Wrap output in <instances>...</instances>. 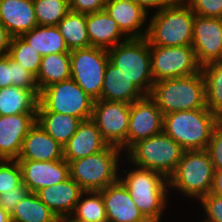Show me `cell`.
<instances>
[{
  "label": "cell",
  "mask_w": 222,
  "mask_h": 222,
  "mask_svg": "<svg viewBox=\"0 0 222 222\" xmlns=\"http://www.w3.org/2000/svg\"><path fill=\"white\" fill-rule=\"evenodd\" d=\"M123 170L119 180L127 188L135 205L144 217L151 222H161L170 195L168 178L155 170L143 169L132 165ZM168 193V194H167Z\"/></svg>",
  "instance_id": "obj_1"
},
{
  "label": "cell",
  "mask_w": 222,
  "mask_h": 222,
  "mask_svg": "<svg viewBox=\"0 0 222 222\" xmlns=\"http://www.w3.org/2000/svg\"><path fill=\"white\" fill-rule=\"evenodd\" d=\"M147 23L146 39L154 46H190L193 40L195 14L183 0L153 12Z\"/></svg>",
  "instance_id": "obj_2"
},
{
  "label": "cell",
  "mask_w": 222,
  "mask_h": 222,
  "mask_svg": "<svg viewBox=\"0 0 222 222\" xmlns=\"http://www.w3.org/2000/svg\"><path fill=\"white\" fill-rule=\"evenodd\" d=\"M220 120L207 108L171 112L163 115V132L185 151L203 150Z\"/></svg>",
  "instance_id": "obj_3"
},
{
  "label": "cell",
  "mask_w": 222,
  "mask_h": 222,
  "mask_svg": "<svg viewBox=\"0 0 222 222\" xmlns=\"http://www.w3.org/2000/svg\"><path fill=\"white\" fill-rule=\"evenodd\" d=\"M149 96L156 102L163 115L176 111L207 108L205 79L202 71L187 77L156 81Z\"/></svg>",
  "instance_id": "obj_4"
},
{
  "label": "cell",
  "mask_w": 222,
  "mask_h": 222,
  "mask_svg": "<svg viewBox=\"0 0 222 222\" xmlns=\"http://www.w3.org/2000/svg\"><path fill=\"white\" fill-rule=\"evenodd\" d=\"M122 152L119 147L108 145L96 154L67 161L70 177L83 191H101L119 180L122 174L118 172L120 170L119 160L120 162L121 159L124 160Z\"/></svg>",
  "instance_id": "obj_5"
},
{
  "label": "cell",
  "mask_w": 222,
  "mask_h": 222,
  "mask_svg": "<svg viewBox=\"0 0 222 222\" xmlns=\"http://www.w3.org/2000/svg\"><path fill=\"white\" fill-rule=\"evenodd\" d=\"M214 170L206 149L184 151L175 171L168 177L169 189L199 201L211 191Z\"/></svg>",
  "instance_id": "obj_6"
},
{
  "label": "cell",
  "mask_w": 222,
  "mask_h": 222,
  "mask_svg": "<svg viewBox=\"0 0 222 222\" xmlns=\"http://www.w3.org/2000/svg\"><path fill=\"white\" fill-rule=\"evenodd\" d=\"M184 151L175 140L162 132L133 144L124 153V158L130 165L155 170L168 178L175 171Z\"/></svg>",
  "instance_id": "obj_7"
},
{
  "label": "cell",
  "mask_w": 222,
  "mask_h": 222,
  "mask_svg": "<svg viewBox=\"0 0 222 222\" xmlns=\"http://www.w3.org/2000/svg\"><path fill=\"white\" fill-rule=\"evenodd\" d=\"M109 61L118 67L134 85L149 95L154 83L151 73L150 46L146 38H128L107 50Z\"/></svg>",
  "instance_id": "obj_8"
},
{
  "label": "cell",
  "mask_w": 222,
  "mask_h": 222,
  "mask_svg": "<svg viewBox=\"0 0 222 222\" xmlns=\"http://www.w3.org/2000/svg\"><path fill=\"white\" fill-rule=\"evenodd\" d=\"M93 103L94 99L70 78L40 92L37 112L68 114L85 121L92 118Z\"/></svg>",
  "instance_id": "obj_9"
},
{
  "label": "cell",
  "mask_w": 222,
  "mask_h": 222,
  "mask_svg": "<svg viewBox=\"0 0 222 222\" xmlns=\"http://www.w3.org/2000/svg\"><path fill=\"white\" fill-rule=\"evenodd\" d=\"M71 78L94 100L101 96L104 73L109 62L107 49L87 47L70 51Z\"/></svg>",
  "instance_id": "obj_10"
},
{
  "label": "cell",
  "mask_w": 222,
  "mask_h": 222,
  "mask_svg": "<svg viewBox=\"0 0 222 222\" xmlns=\"http://www.w3.org/2000/svg\"><path fill=\"white\" fill-rule=\"evenodd\" d=\"M150 46L151 73L154 82L187 77L201 71L194 49L190 46Z\"/></svg>",
  "instance_id": "obj_11"
},
{
  "label": "cell",
  "mask_w": 222,
  "mask_h": 222,
  "mask_svg": "<svg viewBox=\"0 0 222 222\" xmlns=\"http://www.w3.org/2000/svg\"><path fill=\"white\" fill-rule=\"evenodd\" d=\"M131 104L94 100L92 120L96 123L103 139L109 144L119 147L123 153L127 151V132L129 128Z\"/></svg>",
  "instance_id": "obj_12"
},
{
  "label": "cell",
  "mask_w": 222,
  "mask_h": 222,
  "mask_svg": "<svg viewBox=\"0 0 222 222\" xmlns=\"http://www.w3.org/2000/svg\"><path fill=\"white\" fill-rule=\"evenodd\" d=\"M162 132L163 114L149 95L131 103L127 150L136 142Z\"/></svg>",
  "instance_id": "obj_13"
},
{
  "label": "cell",
  "mask_w": 222,
  "mask_h": 222,
  "mask_svg": "<svg viewBox=\"0 0 222 222\" xmlns=\"http://www.w3.org/2000/svg\"><path fill=\"white\" fill-rule=\"evenodd\" d=\"M192 47L201 67L222 61V18L196 15Z\"/></svg>",
  "instance_id": "obj_14"
},
{
  "label": "cell",
  "mask_w": 222,
  "mask_h": 222,
  "mask_svg": "<svg viewBox=\"0 0 222 222\" xmlns=\"http://www.w3.org/2000/svg\"><path fill=\"white\" fill-rule=\"evenodd\" d=\"M22 182L29 192L36 193L39 189L64 182L70 177L69 163L65 160L31 161L17 160Z\"/></svg>",
  "instance_id": "obj_15"
},
{
  "label": "cell",
  "mask_w": 222,
  "mask_h": 222,
  "mask_svg": "<svg viewBox=\"0 0 222 222\" xmlns=\"http://www.w3.org/2000/svg\"><path fill=\"white\" fill-rule=\"evenodd\" d=\"M36 113L0 115V159L17 160Z\"/></svg>",
  "instance_id": "obj_16"
},
{
  "label": "cell",
  "mask_w": 222,
  "mask_h": 222,
  "mask_svg": "<svg viewBox=\"0 0 222 222\" xmlns=\"http://www.w3.org/2000/svg\"><path fill=\"white\" fill-rule=\"evenodd\" d=\"M99 192L104 200L108 222H149L120 180Z\"/></svg>",
  "instance_id": "obj_17"
},
{
  "label": "cell",
  "mask_w": 222,
  "mask_h": 222,
  "mask_svg": "<svg viewBox=\"0 0 222 222\" xmlns=\"http://www.w3.org/2000/svg\"><path fill=\"white\" fill-rule=\"evenodd\" d=\"M104 9L127 38L146 37L148 13L141 6L131 0H107Z\"/></svg>",
  "instance_id": "obj_18"
},
{
  "label": "cell",
  "mask_w": 222,
  "mask_h": 222,
  "mask_svg": "<svg viewBox=\"0 0 222 222\" xmlns=\"http://www.w3.org/2000/svg\"><path fill=\"white\" fill-rule=\"evenodd\" d=\"M84 191L69 177L64 182L39 189L36 194L58 219L69 218Z\"/></svg>",
  "instance_id": "obj_19"
},
{
  "label": "cell",
  "mask_w": 222,
  "mask_h": 222,
  "mask_svg": "<svg viewBox=\"0 0 222 222\" xmlns=\"http://www.w3.org/2000/svg\"><path fill=\"white\" fill-rule=\"evenodd\" d=\"M62 159H64L63 146L36 122L25 136L17 160L53 161Z\"/></svg>",
  "instance_id": "obj_20"
},
{
  "label": "cell",
  "mask_w": 222,
  "mask_h": 222,
  "mask_svg": "<svg viewBox=\"0 0 222 222\" xmlns=\"http://www.w3.org/2000/svg\"><path fill=\"white\" fill-rule=\"evenodd\" d=\"M109 144L103 139L101 132L92 119L82 121L75 134L63 147L64 159L73 161L104 150Z\"/></svg>",
  "instance_id": "obj_21"
},
{
  "label": "cell",
  "mask_w": 222,
  "mask_h": 222,
  "mask_svg": "<svg viewBox=\"0 0 222 222\" xmlns=\"http://www.w3.org/2000/svg\"><path fill=\"white\" fill-rule=\"evenodd\" d=\"M0 23L12 37L37 26L33 0H0Z\"/></svg>",
  "instance_id": "obj_22"
},
{
  "label": "cell",
  "mask_w": 222,
  "mask_h": 222,
  "mask_svg": "<svg viewBox=\"0 0 222 222\" xmlns=\"http://www.w3.org/2000/svg\"><path fill=\"white\" fill-rule=\"evenodd\" d=\"M86 26L90 46L93 47L108 50L128 39L105 9L86 14Z\"/></svg>",
  "instance_id": "obj_23"
},
{
  "label": "cell",
  "mask_w": 222,
  "mask_h": 222,
  "mask_svg": "<svg viewBox=\"0 0 222 222\" xmlns=\"http://www.w3.org/2000/svg\"><path fill=\"white\" fill-rule=\"evenodd\" d=\"M145 95L110 61L104 73L100 100L133 103Z\"/></svg>",
  "instance_id": "obj_24"
},
{
  "label": "cell",
  "mask_w": 222,
  "mask_h": 222,
  "mask_svg": "<svg viewBox=\"0 0 222 222\" xmlns=\"http://www.w3.org/2000/svg\"><path fill=\"white\" fill-rule=\"evenodd\" d=\"M36 83L41 92L45 87L71 78L70 52L42 56Z\"/></svg>",
  "instance_id": "obj_25"
},
{
  "label": "cell",
  "mask_w": 222,
  "mask_h": 222,
  "mask_svg": "<svg viewBox=\"0 0 222 222\" xmlns=\"http://www.w3.org/2000/svg\"><path fill=\"white\" fill-rule=\"evenodd\" d=\"M36 122L63 147L75 134L80 118L57 112H37Z\"/></svg>",
  "instance_id": "obj_26"
},
{
  "label": "cell",
  "mask_w": 222,
  "mask_h": 222,
  "mask_svg": "<svg viewBox=\"0 0 222 222\" xmlns=\"http://www.w3.org/2000/svg\"><path fill=\"white\" fill-rule=\"evenodd\" d=\"M39 97L31 90L16 86L0 89V115L37 113Z\"/></svg>",
  "instance_id": "obj_27"
},
{
  "label": "cell",
  "mask_w": 222,
  "mask_h": 222,
  "mask_svg": "<svg viewBox=\"0 0 222 222\" xmlns=\"http://www.w3.org/2000/svg\"><path fill=\"white\" fill-rule=\"evenodd\" d=\"M21 37L31 45L41 56L70 52L65 44L64 38L57 26H39L37 25Z\"/></svg>",
  "instance_id": "obj_28"
},
{
  "label": "cell",
  "mask_w": 222,
  "mask_h": 222,
  "mask_svg": "<svg viewBox=\"0 0 222 222\" xmlns=\"http://www.w3.org/2000/svg\"><path fill=\"white\" fill-rule=\"evenodd\" d=\"M11 222H57L58 217L34 192H29L10 214Z\"/></svg>",
  "instance_id": "obj_29"
},
{
  "label": "cell",
  "mask_w": 222,
  "mask_h": 222,
  "mask_svg": "<svg viewBox=\"0 0 222 222\" xmlns=\"http://www.w3.org/2000/svg\"><path fill=\"white\" fill-rule=\"evenodd\" d=\"M57 27L69 51L90 47L86 14L69 11L58 23Z\"/></svg>",
  "instance_id": "obj_30"
},
{
  "label": "cell",
  "mask_w": 222,
  "mask_h": 222,
  "mask_svg": "<svg viewBox=\"0 0 222 222\" xmlns=\"http://www.w3.org/2000/svg\"><path fill=\"white\" fill-rule=\"evenodd\" d=\"M69 219L72 222H108L101 193L84 191Z\"/></svg>",
  "instance_id": "obj_31"
},
{
  "label": "cell",
  "mask_w": 222,
  "mask_h": 222,
  "mask_svg": "<svg viewBox=\"0 0 222 222\" xmlns=\"http://www.w3.org/2000/svg\"><path fill=\"white\" fill-rule=\"evenodd\" d=\"M205 79L207 109L222 120V61L201 67Z\"/></svg>",
  "instance_id": "obj_32"
},
{
  "label": "cell",
  "mask_w": 222,
  "mask_h": 222,
  "mask_svg": "<svg viewBox=\"0 0 222 222\" xmlns=\"http://www.w3.org/2000/svg\"><path fill=\"white\" fill-rule=\"evenodd\" d=\"M37 25L57 26L70 11L69 0H33Z\"/></svg>",
  "instance_id": "obj_33"
},
{
  "label": "cell",
  "mask_w": 222,
  "mask_h": 222,
  "mask_svg": "<svg viewBox=\"0 0 222 222\" xmlns=\"http://www.w3.org/2000/svg\"><path fill=\"white\" fill-rule=\"evenodd\" d=\"M8 55L36 77L42 56L21 36L12 37Z\"/></svg>",
  "instance_id": "obj_34"
},
{
  "label": "cell",
  "mask_w": 222,
  "mask_h": 222,
  "mask_svg": "<svg viewBox=\"0 0 222 222\" xmlns=\"http://www.w3.org/2000/svg\"><path fill=\"white\" fill-rule=\"evenodd\" d=\"M22 173L17 160L0 159V194L22 185Z\"/></svg>",
  "instance_id": "obj_35"
},
{
  "label": "cell",
  "mask_w": 222,
  "mask_h": 222,
  "mask_svg": "<svg viewBox=\"0 0 222 222\" xmlns=\"http://www.w3.org/2000/svg\"><path fill=\"white\" fill-rule=\"evenodd\" d=\"M11 74L13 86L29 89L33 91L38 97L40 96L35 76L30 71L25 69L22 65L12 59Z\"/></svg>",
  "instance_id": "obj_36"
},
{
  "label": "cell",
  "mask_w": 222,
  "mask_h": 222,
  "mask_svg": "<svg viewBox=\"0 0 222 222\" xmlns=\"http://www.w3.org/2000/svg\"><path fill=\"white\" fill-rule=\"evenodd\" d=\"M195 15L222 18V0H183Z\"/></svg>",
  "instance_id": "obj_37"
},
{
  "label": "cell",
  "mask_w": 222,
  "mask_h": 222,
  "mask_svg": "<svg viewBox=\"0 0 222 222\" xmlns=\"http://www.w3.org/2000/svg\"><path fill=\"white\" fill-rule=\"evenodd\" d=\"M199 204L205 212L203 222H222V197L215 194H207L199 200Z\"/></svg>",
  "instance_id": "obj_38"
},
{
  "label": "cell",
  "mask_w": 222,
  "mask_h": 222,
  "mask_svg": "<svg viewBox=\"0 0 222 222\" xmlns=\"http://www.w3.org/2000/svg\"><path fill=\"white\" fill-rule=\"evenodd\" d=\"M206 151L209 153L214 169H222V120L214 127Z\"/></svg>",
  "instance_id": "obj_39"
},
{
  "label": "cell",
  "mask_w": 222,
  "mask_h": 222,
  "mask_svg": "<svg viewBox=\"0 0 222 222\" xmlns=\"http://www.w3.org/2000/svg\"><path fill=\"white\" fill-rule=\"evenodd\" d=\"M29 193L27 186L22 184L14 187L12 191L0 194V206L4 208L6 212L11 214L16 208L17 204Z\"/></svg>",
  "instance_id": "obj_40"
},
{
  "label": "cell",
  "mask_w": 222,
  "mask_h": 222,
  "mask_svg": "<svg viewBox=\"0 0 222 222\" xmlns=\"http://www.w3.org/2000/svg\"><path fill=\"white\" fill-rule=\"evenodd\" d=\"M107 0H69L70 11L77 13H94L104 10Z\"/></svg>",
  "instance_id": "obj_41"
},
{
  "label": "cell",
  "mask_w": 222,
  "mask_h": 222,
  "mask_svg": "<svg viewBox=\"0 0 222 222\" xmlns=\"http://www.w3.org/2000/svg\"><path fill=\"white\" fill-rule=\"evenodd\" d=\"M12 86L11 58L7 54L0 57V89Z\"/></svg>",
  "instance_id": "obj_42"
},
{
  "label": "cell",
  "mask_w": 222,
  "mask_h": 222,
  "mask_svg": "<svg viewBox=\"0 0 222 222\" xmlns=\"http://www.w3.org/2000/svg\"><path fill=\"white\" fill-rule=\"evenodd\" d=\"M132 2L141 6L147 13L150 8L156 9L159 11L164 7L171 5L175 0H131Z\"/></svg>",
  "instance_id": "obj_43"
},
{
  "label": "cell",
  "mask_w": 222,
  "mask_h": 222,
  "mask_svg": "<svg viewBox=\"0 0 222 222\" xmlns=\"http://www.w3.org/2000/svg\"><path fill=\"white\" fill-rule=\"evenodd\" d=\"M12 36L0 23V57L8 54Z\"/></svg>",
  "instance_id": "obj_44"
},
{
  "label": "cell",
  "mask_w": 222,
  "mask_h": 222,
  "mask_svg": "<svg viewBox=\"0 0 222 222\" xmlns=\"http://www.w3.org/2000/svg\"><path fill=\"white\" fill-rule=\"evenodd\" d=\"M210 194L222 197V169H215Z\"/></svg>",
  "instance_id": "obj_45"
},
{
  "label": "cell",
  "mask_w": 222,
  "mask_h": 222,
  "mask_svg": "<svg viewBox=\"0 0 222 222\" xmlns=\"http://www.w3.org/2000/svg\"><path fill=\"white\" fill-rule=\"evenodd\" d=\"M0 222H11L10 214L2 206H0Z\"/></svg>",
  "instance_id": "obj_46"
},
{
  "label": "cell",
  "mask_w": 222,
  "mask_h": 222,
  "mask_svg": "<svg viewBox=\"0 0 222 222\" xmlns=\"http://www.w3.org/2000/svg\"><path fill=\"white\" fill-rule=\"evenodd\" d=\"M57 222H72L69 218L67 219H58Z\"/></svg>",
  "instance_id": "obj_47"
}]
</instances>
